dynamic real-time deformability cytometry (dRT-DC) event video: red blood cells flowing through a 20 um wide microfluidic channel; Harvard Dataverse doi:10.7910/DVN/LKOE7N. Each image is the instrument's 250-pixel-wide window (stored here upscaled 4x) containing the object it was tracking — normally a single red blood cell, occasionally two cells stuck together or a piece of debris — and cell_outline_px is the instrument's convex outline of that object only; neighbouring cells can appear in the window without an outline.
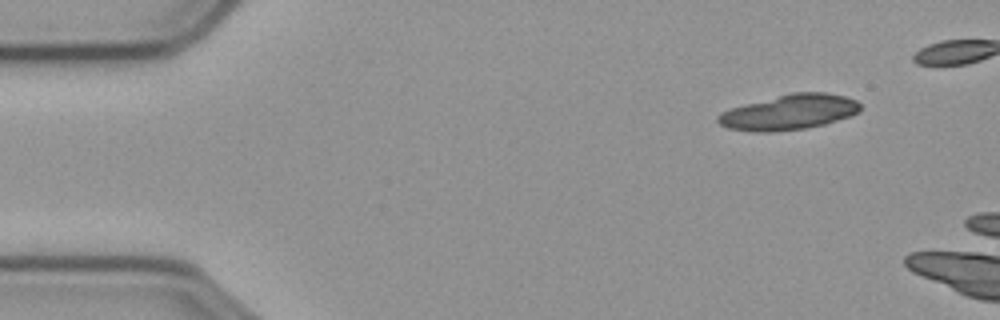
{"species": "common noctule bat (a hibernating species)", "species_latin": "Nyctalus noctula", "temperature_condition": "cold", "stored_images_in_passage": 5, "camera_frame_rate_fps": 3000, "um_per_image_px": 0.085, "animal": {"sex": "male", "body_mass_g": 23.1, "forearm_length_mm": 52.7}, "frame": {"image": 1, "passage_image": 1, "time_ms": 0.0, "image_size_px": [1000, 320], "cell_outline_px": [[860, 112], [824, 124], [804, 128], [772, 132], [748, 132], [728, 128], [720, 124], [716, 120], [716, 116], [720, 112], [744, 104], [792, 92], [828, 92], [844, 96], [856, 100], [860, 104]], "centroid_in_image_um": [67.05, 9.53], "position_along_channel_um": 18.0, "area_um2": 29.19}}